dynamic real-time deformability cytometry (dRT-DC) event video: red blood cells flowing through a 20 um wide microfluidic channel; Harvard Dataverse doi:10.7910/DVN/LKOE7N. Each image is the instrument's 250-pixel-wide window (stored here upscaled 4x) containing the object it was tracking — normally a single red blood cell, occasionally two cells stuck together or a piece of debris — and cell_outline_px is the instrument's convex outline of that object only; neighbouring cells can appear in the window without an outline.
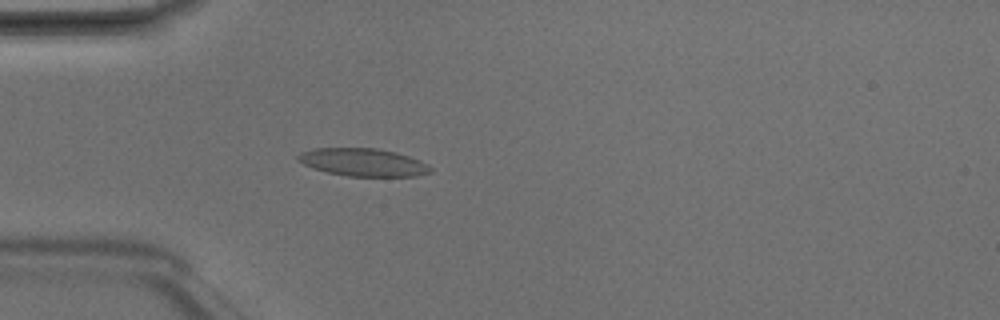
{"species": "Egyptian fruit bat (a non-hibernating species)", "species_latin": "Rousettus aegyptiacus", "temperature_condition": "room temperature", "stored_images_in_passage": 3, "camera_frame_rate_fps": 3000, "um_per_image_px": 0.085, "animal": {"sex": "male"}, "frame": {"image": 1, "passage_image": 3, "time_ms": 0.667, "image_size_px": [1000, 320], "cell_outline_px": [[432, 172], [416, 176], [348, 176], [328, 172], [304, 164], [296, 160], [296, 156], [300, 152], [316, 148], [376, 148], [396, 152], [420, 160], [428, 164], [432, 168]], "centroid_in_image_um": [30.88, 13.79], "position_along_channel_um": 54.1, "area_um2": 21.39}}